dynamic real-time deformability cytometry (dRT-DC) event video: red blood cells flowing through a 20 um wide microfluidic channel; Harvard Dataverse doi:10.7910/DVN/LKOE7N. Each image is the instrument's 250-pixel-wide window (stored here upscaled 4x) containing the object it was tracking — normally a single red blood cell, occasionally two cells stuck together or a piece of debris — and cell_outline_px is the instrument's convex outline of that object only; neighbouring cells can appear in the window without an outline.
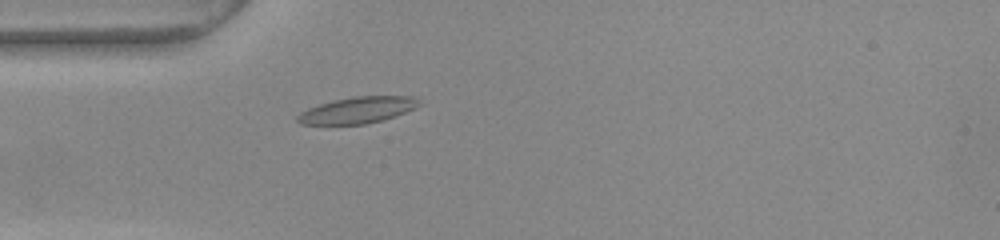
{"species": "common noctule bat (a hibernating species)", "species_latin": "Nyctalus noctula", "temperature_condition": "warm", "stored_images_in_passage": 49, "camera_frame_rate_fps": 3000, "um_per_image_px": 0.085, "animal": {"sex": "female", "body_mass_g": 22.0, "forearm_length_mm": 56.7}, "frame": {"image": 1, "passage_image": 11, "time_ms": 3.333, "image_size_px": [1000, 240], "cell_outline_px": [[420, 104], [416, 108], [380, 120], [364, 124], [300, 124], [296, 120], [296, 116], [300, 112], [308, 108], [332, 100], [352, 96], [412, 96]], "centroid_in_image_um": [30.33, 9.35], "position_along_channel_um": 54.7, "area_um2": 18.44}}
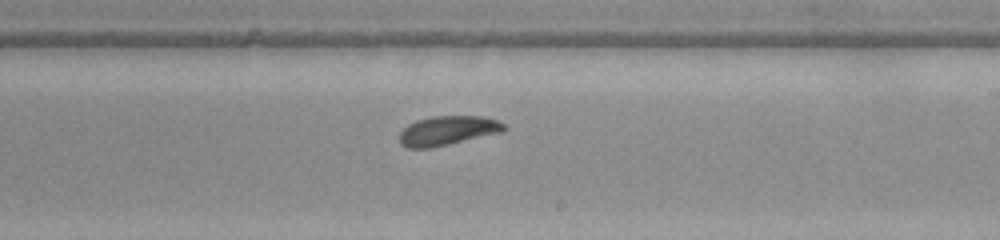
{"frame": {"image": 2, "passage_image": 27, "time_ms": 8.667, "image_size_px": [1000, 240], "cell_outline_px": [[508, 128], [504, 132], [448, 144], [428, 148], [408, 148], [400, 144], [400, 132], [408, 124], [416, 120], [432, 116], [484, 116], [496, 120], [504, 124]], "centroid_in_image_um": [38.07, 11.09], "position_along_channel_um": 250.9, "area_um2": 17.92}}
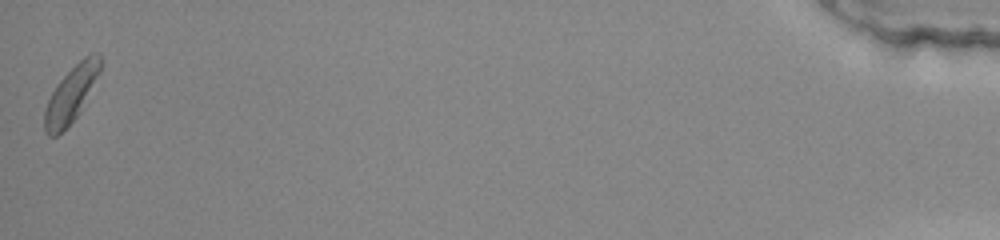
{"frame": {"image": 3, "passage_image": 49, "time_ms": 16.0, "image_size_px": [1000, 240], "cell_outline_px": [[104, 64], [80, 112], [56, 136], [48, 136], [44, 132], [44, 112], [48, 100], [52, 92], [60, 80], [84, 56], [92, 52], [100, 52], [104, 60]], "centroid_in_image_um": [6.1, 7.95], "position_along_channel_um": 429.1, "area_um2": 18.15}, "authors_computed_cell_mechanics": {"area_um2": 18.1492, "velocity_mm_per_s": 3.7868, "shape_relaxation_time_tau1_ms": 4.1206, "shape_relaxation_time_tau2_ms": null, "deformation_change_tau1": 0.0872, "deformation_change_tau2": null}}